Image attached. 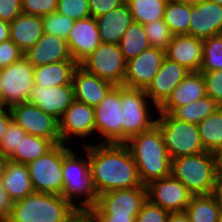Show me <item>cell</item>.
Instances as JSON below:
<instances>
[{
	"label": "cell",
	"mask_w": 222,
	"mask_h": 222,
	"mask_svg": "<svg viewBox=\"0 0 222 222\" xmlns=\"http://www.w3.org/2000/svg\"><path fill=\"white\" fill-rule=\"evenodd\" d=\"M93 184L98 195L119 189L146 187L124 143L88 144Z\"/></svg>",
	"instance_id": "obj_1"
},
{
	"label": "cell",
	"mask_w": 222,
	"mask_h": 222,
	"mask_svg": "<svg viewBox=\"0 0 222 222\" xmlns=\"http://www.w3.org/2000/svg\"><path fill=\"white\" fill-rule=\"evenodd\" d=\"M124 144L134 158L144 186L170 175L171 158L156 124L151 129L132 136Z\"/></svg>",
	"instance_id": "obj_2"
},
{
	"label": "cell",
	"mask_w": 222,
	"mask_h": 222,
	"mask_svg": "<svg viewBox=\"0 0 222 222\" xmlns=\"http://www.w3.org/2000/svg\"><path fill=\"white\" fill-rule=\"evenodd\" d=\"M220 173L218 154L204 151L171 160V175L193 195H211Z\"/></svg>",
	"instance_id": "obj_3"
},
{
	"label": "cell",
	"mask_w": 222,
	"mask_h": 222,
	"mask_svg": "<svg viewBox=\"0 0 222 222\" xmlns=\"http://www.w3.org/2000/svg\"><path fill=\"white\" fill-rule=\"evenodd\" d=\"M86 156H77V152L71 149L63 158V189L61 196L75 208H93L98 200L88 158V144L82 143ZM76 198V199H75ZM81 199L79 206L74 202ZM84 199V200H83Z\"/></svg>",
	"instance_id": "obj_4"
},
{
	"label": "cell",
	"mask_w": 222,
	"mask_h": 222,
	"mask_svg": "<svg viewBox=\"0 0 222 222\" xmlns=\"http://www.w3.org/2000/svg\"><path fill=\"white\" fill-rule=\"evenodd\" d=\"M74 208L61 195L34 192L13 202L6 222H62Z\"/></svg>",
	"instance_id": "obj_5"
},
{
	"label": "cell",
	"mask_w": 222,
	"mask_h": 222,
	"mask_svg": "<svg viewBox=\"0 0 222 222\" xmlns=\"http://www.w3.org/2000/svg\"><path fill=\"white\" fill-rule=\"evenodd\" d=\"M146 201V187L119 189L98 195L93 209L97 222H135Z\"/></svg>",
	"instance_id": "obj_6"
},
{
	"label": "cell",
	"mask_w": 222,
	"mask_h": 222,
	"mask_svg": "<svg viewBox=\"0 0 222 222\" xmlns=\"http://www.w3.org/2000/svg\"><path fill=\"white\" fill-rule=\"evenodd\" d=\"M67 144H55L48 152L27 164L35 192L62 194L63 158L71 150Z\"/></svg>",
	"instance_id": "obj_7"
},
{
	"label": "cell",
	"mask_w": 222,
	"mask_h": 222,
	"mask_svg": "<svg viewBox=\"0 0 222 222\" xmlns=\"http://www.w3.org/2000/svg\"><path fill=\"white\" fill-rule=\"evenodd\" d=\"M156 125L161 130L165 147L172 159L204 152L198 126L177 120L169 113H159Z\"/></svg>",
	"instance_id": "obj_8"
},
{
	"label": "cell",
	"mask_w": 222,
	"mask_h": 222,
	"mask_svg": "<svg viewBox=\"0 0 222 222\" xmlns=\"http://www.w3.org/2000/svg\"><path fill=\"white\" fill-rule=\"evenodd\" d=\"M148 99L144 89L121 86L122 143L156 124V118L153 119L149 111L151 106Z\"/></svg>",
	"instance_id": "obj_9"
},
{
	"label": "cell",
	"mask_w": 222,
	"mask_h": 222,
	"mask_svg": "<svg viewBox=\"0 0 222 222\" xmlns=\"http://www.w3.org/2000/svg\"><path fill=\"white\" fill-rule=\"evenodd\" d=\"M85 71L101 79L123 86L126 72V61L119 44H101L79 64Z\"/></svg>",
	"instance_id": "obj_10"
},
{
	"label": "cell",
	"mask_w": 222,
	"mask_h": 222,
	"mask_svg": "<svg viewBox=\"0 0 222 222\" xmlns=\"http://www.w3.org/2000/svg\"><path fill=\"white\" fill-rule=\"evenodd\" d=\"M1 76L2 107L10 108L12 105L28 101L35 85L34 67L25 56L1 69Z\"/></svg>",
	"instance_id": "obj_11"
},
{
	"label": "cell",
	"mask_w": 222,
	"mask_h": 222,
	"mask_svg": "<svg viewBox=\"0 0 222 222\" xmlns=\"http://www.w3.org/2000/svg\"><path fill=\"white\" fill-rule=\"evenodd\" d=\"M13 121L27 134L50 139L54 144L62 143L59 120L31 103H19L10 108Z\"/></svg>",
	"instance_id": "obj_12"
},
{
	"label": "cell",
	"mask_w": 222,
	"mask_h": 222,
	"mask_svg": "<svg viewBox=\"0 0 222 222\" xmlns=\"http://www.w3.org/2000/svg\"><path fill=\"white\" fill-rule=\"evenodd\" d=\"M121 86H114L95 107V129L102 143H122ZM99 132V133H98Z\"/></svg>",
	"instance_id": "obj_13"
},
{
	"label": "cell",
	"mask_w": 222,
	"mask_h": 222,
	"mask_svg": "<svg viewBox=\"0 0 222 222\" xmlns=\"http://www.w3.org/2000/svg\"><path fill=\"white\" fill-rule=\"evenodd\" d=\"M147 199L169 212H183L194 196L171 174L146 185Z\"/></svg>",
	"instance_id": "obj_14"
},
{
	"label": "cell",
	"mask_w": 222,
	"mask_h": 222,
	"mask_svg": "<svg viewBox=\"0 0 222 222\" xmlns=\"http://www.w3.org/2000/svg\"><path fill=\"white\" fill-rule=\"evenodd\" d=\"M165 51L150 47L126 62L123 86L132 89H146L160 70Z\"/></svg>",
	"instance_id": "obj_15"
},
{
	"label": "cell",
	"mask_w": 222,
	"mask_h": 222,
	"mask_svg": "<svg viewBox=\"0 0 222 222\" xmlns=\"http://www.w3.org/2000/svg\"><path fill=\"white\" fill-rule=\"evenodd\" d=\"M59 133L64 144L72 141L71 135L80 138L95 135V108L74 100L59 119Z\"/></svg>",
	"instance_id": "obj_16"
},
{
	"label": "cell",
	"mask_w": 222,
	"mask_h": 222,
	"mask_svg": "<svg viewBox=\"0 0 222 222\" xmlns=\"http://www.w3.org/2000/svg\"><path fill=\"white\" fill-rule=\"evenodd\" d=\"M190 72L186 67L165 57L160 70L145 89L157 111Z\"/></svg>",
	"instance_id": "obj_17"
},
{
	"label": "cell",
	"mask_w": 222,
	"mask_h": 222,
	"mask_svg": "<svg viewBox=\"0 0 222 222\" xmlns=\"http://www.w3.org/2000/svg\"><path fill=\"white\" fill-rule=\"evenodd\" d=\"M222 34V5L201 0L190 3L188 35L205 40Z\"/></svg>",
	"instance_id": "obj_18"
},
{
	"label": "cell",
	"mask_w": 222,
	"mask_h": 222,
	"mask_svg": "<svg viewBox=\"0 0 222 222\" xmlns=\"http://www.w3.org/2000/svg\"><path fill=\"white\" fill-rule=\"evenodd\" d=\"M73 101V84H64L50 88L34 85L27 103L38 106L41 110L59 120Z\"/></svg>",
	"instance_id": "obj_19"
},
{
	"label": "cell",
	"mask_w": 222,
	"mask_h": 222,
	"mask_svg": "<svg viewBox=\"0 0 222 222\" xmlns=\"http://www.w3.org/2000/svg\"><path fill=\"white\" fill-rule=\"evenodd\" d=\"M67 44L72 59L79 64L101 44L96 19L90 16L75 21Z\"/></svg>",
	"instance_id": "obj_20"
},
{
	"label": "cell",
	"mask_w": 222,
	"mask_h": 222,
	"mask_svg": "<svg viewBox=\"0 0 222 222\" xmlns=\"http://www.w3.org/2000/svg\"><path fill=\"white\" fill-rule=\"evenodd\" d=\"M74 100L89 106H98L107 93L115 86L113 83L101 79L81 68H75L72 76Z\"/></svg>",
	"instance_id": "obj_21"
},
{
	"label": "cell",
	"mask_w": 222,
	"mask_h": 222,
	"mask_svg": "<svg viewBox=\"0 0 222 222\" xmlns=\"http://www.w3.org/2000/svg\"><path fill=\"white\" fill-rule=\"evenodd\" d=\"M202 39L190 35H174L165 50V57L186 67L191 72H199L203 57Z\"/></svg>",
	"instance_id": "obj_22"
},
{
	"label": "cell",
	"mask_w": 222,
	"mask_h": 222,
	"mask_svg": "<svg viewBox=\"0 0 222 222\" xmlns=\"http://www.w3.org/2000/svg\"><path fill=\"white\" fill-rule=\"evenodd\" d=\"M24 56L33 67L64 60H73L67 41L47 33H44L35 45L24 53Z\"/></svg>",
	"instance_id": "obj_23"
},
{
	"label": "cell",
	"mask_w": 222,
	"mask_h": 222,
	"mask_svg": "<svg viewBox=\"0 0 222 222\" xmlns=\"http://www.w3.org/2000/svg\"><path fill=\"white\" fill-rule=\"evenodd\" d=\"M204 96L206 88L202 72H190L157 112L171 114L177 107L198 101Z\"/></svg>",
	"instance_id": "obj_24"
},
{
	"label": "cell",
	"mask_w": 222,
	"mask_h": 222,
	"mask_svg": "<svg viewBox=\"0 0 222 222\" xmlns=\"http://www.w3.org/2000/svg\"><path fill=\"white\" fill-rule=\"evenodd\" d=\"M95 19L98 25L100 41L112 44H119L125 31L134 22L126 2Z\"/></svg>",
	"instance_id": "obj_25"
},
{
	"label": "cell",
	"mask_w": 222,
	"mask_h": 222,
	"mask_svg": "<svg viewBox=\"0 0 222 222\" xmlns=\"http://www.w3.org/2000/svg\"><path fill=\"white\" fill-rule=\"evenodd\" d=\"M10 39L25 53L43 36L42 17L21 13L9 23Z\"/></svg>",
	"instance_id": "obj_26"
},
{
	"label": "cell",
	"mask_w": 222,
	"mask_h": 222,
	"mask_svg": "<svg viewBox=\"0 0 222 222\" xmlns=\"http://www.w3.org/2000/svg\"><path fill=\"white\" fill-rule=\"evenodd\" d=\"M3 187L9 198L15 202L34 193L27 164L9 161L2 177Z\"/></svg>",
	"instance_id": "obj_27"
},
{
	"label": "cell",
	"mask_w": 222,
	"mask_h": 222,
	"mask_svg": "<svg viewBox=\"0 0 222 222\" xmlns=\"http://www.w3.org/2000/svg\"><path fill=\"white\" fill-rule=\"evenodd\" d=\"M78 64L64 60L34 67V84L46 88L72 84V76Z\"/></svg>",
	"instance_id": "obj_28"
},
{
	"label": "cell",
	"mask_w": 222,
	"mask_h": 222,
	"mask_svg": "<svg viewBox=\"0 0 222 222\" xmlns=\"http://www.w3.org/2000/svg\"><path fill=\"white\" fill-rule=\"evenodd\" d=\"M205 151L219 154L222 150V107L197 124Z\"/></svg>",
	"instance_id": "obj_29"
},
{
	"label": "cell",
	"mask_w": 222,
	"mask_h": 222,
	"mask_svg": "<svg viewBox=\"0 0 222 222\" xmlns=\"http://www.w3.org/2000/svg\"><path fill=\"white\" fill-rule=\"evenodd\" d=\"M55 144L47 138L27 134L21 139L15 151L9 156L11 161L28 164L48 152Z\"/></svg>",
	"instance_id": "obj_30"
},
{
	"label": "cell",
	"mask_w": 222,
	"mask_h": 222,
	"mask_svg": "<svg viewBox=\"0 0 222 222\" xmlns=\"http://www.w3.org/2000/svg\"><path fill=\"white\" fill-rule=\"evenodd\" d=\"M221 208L211 195H194L185 212L190 222H219Z\"/></svg>",
	"instance_id": "obj_31"
},
{
	"label": "cell",
	"mask_w": 222,
	"mask_h": 222,
	"mask_svg": "<svg viewBox=\"0 0 222 222\" xmlns=\"http://www.w3.org/2000/svg\"><path fill=\"white\" fill-rule=\"evenodd\" d=\"M150 47L143 24L135 21L128 27L119 42V48L126 62Z\"/></svg>",
	"instance_id": "obj_32"
},
{
	"label": "cell",
	"mask_w": 222,
	"mask_h": 222,
	"mask_svg": "<svg viewBox=\"0 0 222 222\" xmlns=\"http://www.w3.org/2000/svg\"><path fill=\"white\" fill-rule=\"evenodd\" d=\"M219 107L221 106L206 95L198 101L182 107H177L171 115L177 120L197 125L214 113Z\"/></svg>",
	"instance_id": "obj_33"
},
{
	"label": "cell",
	"mask_w": 222,
	"mask_h": 222,
	"mask_svg": "<svg viewBox=\"0 0 222 222\" xmlns=\"http://www.w3.org/2000/svg\"><path fill=\"white\" fill-rule=\"evenodd\" d=\"M168 0H126L133 20L143 25L164 19Z\"/></svg>",
	"instance_id": "obj_34"
},
{
	"label": "cell",
	"mask_w": 222,
	"mask_h": 222,
	"mask_svg": "<svg viewBox=\"0 0 222 222\" xmlns=\"http://www.w3.org/2000/svg\"><path fill=\"white\" fill-rule=\"evenodd\" d=\"M190 3L168 0L164 10V22L173 35H188Z\"/></svg>",
	"instance_id": "obj_35"
},
{
	"label": "cell",
	"mask_w": 222,
	"mask_h": 222,
	"mask_svg": "<svg viewBox=\"0 0 222 222\" xmlns=\"http://www.w3.org/2000/svg\"><path fill=\"white\" fill-rule=\"evenodd\" d=\"M203 44V57L199 72L222 69V34L207 38Z\"/></svg>",
	"instance_id": "obj_36"
},
{
	"label": "cell",
	"mask_w": 222,
	"mask_h": 222,
	"mask_svg": "<svg viewBox=\"0 0 222 222\" xmlns=\"http://www.w3.org/2000/svg\"><path fill=\"white\" fill-rule=\"evenodd\" d=\"M151 47L165 51L172 42L173 33L164 22V19L143 25Z\"/></svg>",
	"instance_id": "obj_37"
},
{
	"label": "cell",
	"mask_w": 222,
	"mask_h": 222,
	"mask_svg": "<svg viewBox=\"0 0 222 222\" xmlns=\"http://www.w3.org/2000/svg\"><path fill=\"white\" fill-rule=\"evenodd\" d=\"M43 28L44 33L54 35L67 41L69 32L72 30L74 20L60 13H50L44 17Z\"/></svg>",
	"instance_id": "obj_38"
},
{
	"label": "cell",
	"mask_w": 222,
	"mask_h": 222,
	"mask_svg": "<svg viewBox=\"0 0 222 222\" xmlns=\"http://www.w3.org/2000/svg\"><path fill=\"white\" fill-rule=\"evenodd\" d=\"M56 12L74 21L91 16L88 0H58Z\"/></svg>",
	"instance_id": "obj_39"
},
{
	"label": "cell",
	"mask_w": 222,
	"mask_h": 222,
	"mask_svg": "<svg viewBox=\"0 0 222 222\" xmlns=\"http://www.w3.org/2000/svg\"><path fill=\"white\" fill-rule=\"evenodd\" d=\"M26 135L27 132L12 119L6 128L5 134L0 140V152L9 157L15 151L17 145H19L21 139L25 138Z\"/></svg>",
	"instance_id": "obj_40"
},
{
	"label": "cell",
	"mask_w": 222,
	"mask_h": 222,
	"mask_svg": "<svg viewBox=\"0 0 222 222\" xmlns=\"http://www.w3.org/2000/svg\"><path fill=\"white\" fill-rule=\"evenodd\" d=\"M22 13L44 17L57 11L58 0H21Z\"/></svg>",
	"instance_id": "obj_41"
},
{
	"label": "cell",
	"mask_w": 222,
	"mask_h": 222,
	"mask_svg": "<svg viewBox=\"0 0 222 222\" xmlns=\"http://www.w3.org/2000/svg\"><path fill=\"white\" fill-rule=\"evenodd\" d=\"M205 80L206 95L222 107V69L202 72Z\"/></svg>",
	"instance_id": "obj_42"
},
{
	"label": "cell",
	"mask_w": 222,
	"mask_h": 222,
	"mask_svg": "<svg viewBox=\"0 0 222 222\" xmlns=\"http://www.w3.org/2000/svg\"><path fill=\"white\" fill-rule=\"evenodd\" d=\"M170 212L151 203L148 199L137 214L135 222H167Z\"/></svg>",
	"instance_id": "obj_43"
},
{
	"label": "cell",
	"mask_w": 222,
	"mask_h": 222,
	"mask_svg": "<svg viewBox=\"0 0 222 222\" xmlns=\"http://www.w3.org/2000/svg\"><path fill=\"white\" fill-rule=\"evenodd\" d=\"M23 56L24 52L11 39L0 43V69L8 67Z\"/></svg>",
	"instance_id": "obj_44"
},
{
	"label": "cell",
	"mask_w": 222,
	"mask_h": 222,
	"mask_svg": "<svg viewBox=\"0 0 222 222\" xmlns=\"http://www.w3.org/2000/svg\"><path fill=\"white\" fill-rule=\"evenodd\" d=\"M126 0H88L90 6V14L97 18L123 5Z\"/></svg>",
	"instance_id": "obj_45"
},
{
	"label": "cell",
	"mask_w": 222,
	"mask_h": 222,
	"mask_svg": "<svg viewBox=\"0 0 222 222\" xmlns=\"http://www.w3.org/2000/svg\"><path fill=\"white\" fill-rule=\"evenodd\" d=\"M21 13V0H0V20L10 23Z\"/></svg>",
	"instance_id": "obj_46"
},
{
	"label": "cell",
	"mask_w": 222,
	"mask_h": 222,
	"mask_svg": "<svg viewBox=\"0 0 222 222\" xmlns=\"http://www.w3.org/2000/svg\"><path fill=\"white\" fill-rule=\"evenodd\" d=\"M62 222H97L93 208H74Z\"/></svg>",
	"instance_id": "obj_47"
},
{
	"label": "cell",
	"mask_w": 222,
	"mask_h": 222,
	"mask_svg": "<svg viewBox=\"0 0 222 222\" xmlns=\"http://www.w3.org/2000/svg\"><path fill=\"white\" fill-rule=\"evenodd\" d=\"M13 201L6 193L2 179H0V222H6L12 213Z\"/></svg>",
	"instance_id": "obj_48"
},
{
	"label": "cell",
	"mask_w": 222,
	"mask_h": 222,
	"mask_svg": "<svg viewBox=\"0 0 222 222\" xmlns=\"http://www.w3.org/2000/svg\"><path fill=\"white\" fill-rule=\"evenodd\" d=\"M12 120L11 111L7 107H0V140L5 134L9 122Z\"/></svg>",
	"instance_id": "obj_49"
},
{
	"label": "cell",
	"mask_w": 222,
	"mask_h": 222,
	"mask_svg": "<svg viewBox=\"0 0 222 222\" xmlns=\"http://www.w3.org/2000/svg\"><path fill=\"white\" fill-rule=\"evenodd\" d=\"M212 195L216 198L217 203L222 209V172L218 174Z\"/></svg>",
	"instance_id": "obj_50"
},
{
	"label": "cell",
	"mask_w": 222,
	"mask_h": 222,
	"mask_svg": "<svg viewBox=\"0 0 222 222\" xmlns=\"http://www.w3.org/2000/svg\"><path fill=\"white\" fill-rule=\"evenodd\" d=\"M167 222H190V219L185 211L170 212Z\"/></svg>",
	"instance_id": "obj_51"
},
{
	"label": "cell",
	"mask_w": 222,
	"mask_h": 222,
	"mask_svg": "<svg viewBox=\"0 0 222 222\" xmlns=\"http://www.w3.org/2000/svg\"><path fill=\"white\" fill-rule=\"evenodd\" d=\"M10 39L9 22L0 20V43Z\"/></svg>",
	"instance_id": "obj_52"
},
{
	"label": "cell",
	"mask_w": 222,
	"mask_h": 222,
	"mask_svg": "<svg viewBox=\"0 0 222 222\" xmlns=\"http://www.w3.org/2000/svg\"><path fill=\"white\" fill-rule=\"evenodd\" d=\"M9 161H10V158L8 156L3 155L0 152V179H2L3 175L5 174L6 167Z\"/></svg>",
	"instance_id": "obj_53"
},
{
	"label": "cell",
	"mask_w": 222,
	"mask_h": 222,
	"mask_svg": "<svg viewBox=\"0 0 222 222\" xmlns=\"http://www.w3.org/2000/svg\"><path fill=\"white\" fill-rule=\"evenodd\" d=\"M2 76H1V69H0V107H2Z\"/></svg>",
	"instance_id": "obj_54"
},
{
	"label": "cell",
	"mask_w": 222,
	"mask_h": 222,
	"mask_svg": "<svg viewBox=\"0 0 222 222\" xmlns=\"http://www.w3.org/2000/svg\"><path fill=\"white\" fill-rule=\"evenodd\" d=\"M218 161H219L220 172H222V150L218 154Z\"/></svg>",
	"instance_id": "obj_55"
},
{
	"label": "cell",
	"mask_w": 222,
	"mask_h": 222,
	"mask_svg": "<svg viewBox=\"0 0 222 222\" xmlns=\"http://www.w3.org/2000/svg\"><path fill=\"white\" fill-rule=\"evenodd\" d=\"M173 1H178V2H185V3H197L200 2L201 0H173Z\"/></svg>",
	"instance_id": "obj_56"
},
{
	"label": "cell",
	"mask_w": 222,
	"mask_h": 222,
	"mask_svg": "<svg viewBox=\"0 0 222 222\" xmlns=\"http://www.w3.org/2000/svg\"><path fill=\"white\" fill-rule=\"evenodd\" d=\"M207 1L222 5V0H207Z\"/></svg>",
	"instance_id": "obj_57"
},
{
	"label": "cell",
	"mask_w": 222,
	"mask_h": 222,
	"mask_svg": "<svg viewBox=\"0 0 222 222\" xmlns=\"http://www.w3.org/2000/svg\"><path fill=\"white\" fill-rule=\"evenodd\" d=\"M219 222H222V209L220 211V218H219Z\"/></svg>",
	"instance_id": "obj_58"
}]
</instances>
